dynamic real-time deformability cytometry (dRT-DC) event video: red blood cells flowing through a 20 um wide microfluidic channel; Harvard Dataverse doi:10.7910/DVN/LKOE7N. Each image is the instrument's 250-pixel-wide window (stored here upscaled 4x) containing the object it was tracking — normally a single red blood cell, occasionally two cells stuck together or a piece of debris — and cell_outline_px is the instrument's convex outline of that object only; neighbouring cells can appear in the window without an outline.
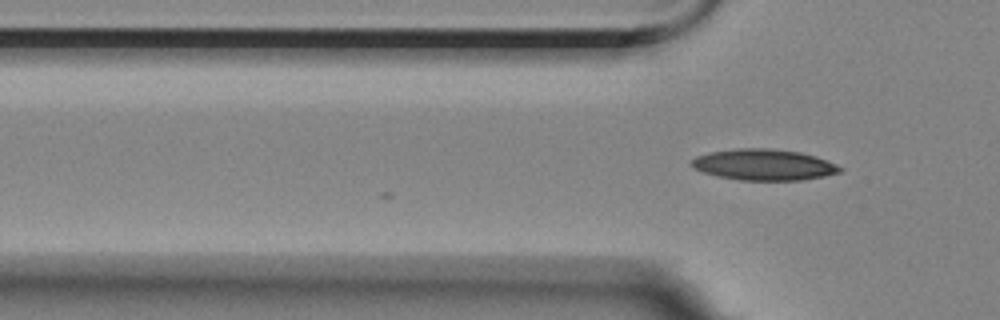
{"species": "Egyptian fruit bat (a non-hibernating species)", "species_latin": "Rousettus aegyptiacus", "temperature_condition": "room temperature", "stored_images_in_passage": 3, "camera_frame_rate_fps": 3000, "um_per_image_px": 0.085, "animal": {"sex": "female"}, "frame": {"image": 1, "passage_image": 3, "time_ms": 0.667, "image_size_px": [1000, 320], "cell_outline_px": [[844, 168], [840, 172], [824, 176], [800, 180], [740, 180], [720, 176], [704, 172], [692, 168], [688, 164], [696, 156], [712, 152], [736, 148], [772, 148], [800, 152], [816, 156], [836, 164]], "centroid_in_image_um": [64.93, 13.99], "position_along_channel_um": 60.9, "area_um2": 26.88}}